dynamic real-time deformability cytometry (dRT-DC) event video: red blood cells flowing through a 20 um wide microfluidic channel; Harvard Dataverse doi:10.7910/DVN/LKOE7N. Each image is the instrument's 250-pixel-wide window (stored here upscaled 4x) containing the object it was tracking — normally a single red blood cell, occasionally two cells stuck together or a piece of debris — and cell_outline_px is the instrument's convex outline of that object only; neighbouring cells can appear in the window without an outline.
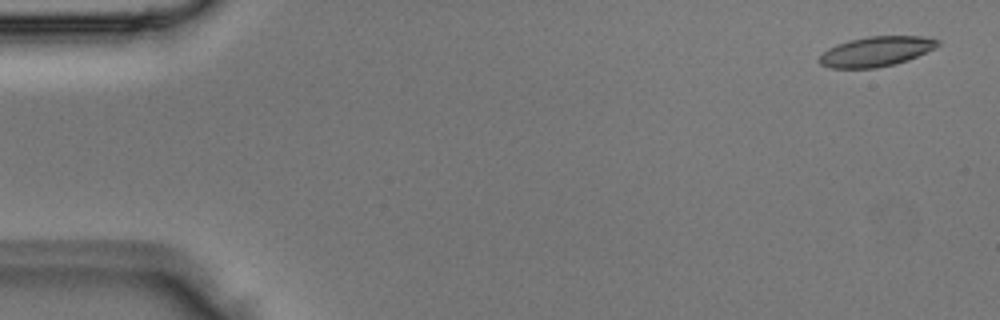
{"species": "Egyptian fruit bat (a non-hibernating species)", "species_latin": "Rousettus aegyptiacus", "temperature_condition": "room temperature", "stored_images_in_passage": 4, "camera_frame_rate_fps": 3000, "um_per_image_px": 0.085, "animal": {"sex": "male"}, "frame": {"image": 1, "passage_image": 1, "time_ms": 0.0, "image_size_px": [1000, 320], "cell_outline_px": [[940, 44], [936, 48], [908, 60], [896, 64], [876, 68], [828, 68], [820, 64], [816, 60], [828, 48], [836, 44], [848, 40], [868, 36], [924, 36], [940, 40]], "centroid_in_image_um": [74.47, 4.37], "position_along_channel_um": 10.5, "area_um2": 20.92}}
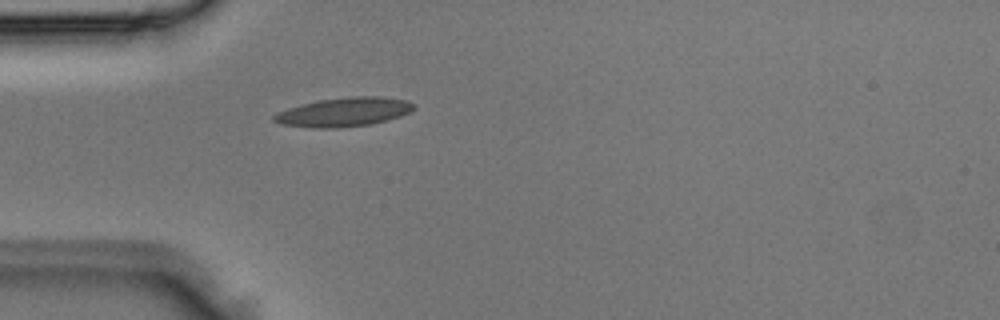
{"frame": {"image": 2, "passage_image": 4, "time_ms": 1.0, "image_size_px": [1000, 320], "cell_outline_px": [[416, 108], [412, 112], [388, 120], [368, 124], [336, 128], [312, 128], [280, 124], [272, 120], [272, 116], [276, 112], [300, 104], [320, 100], [348, 96], [380, 96], [408, 100], [416, 104]], "centroid_in_image_um": [29.25, 9.51], "position_along_channel_um": 55.8, "area_um2": 23.93}}